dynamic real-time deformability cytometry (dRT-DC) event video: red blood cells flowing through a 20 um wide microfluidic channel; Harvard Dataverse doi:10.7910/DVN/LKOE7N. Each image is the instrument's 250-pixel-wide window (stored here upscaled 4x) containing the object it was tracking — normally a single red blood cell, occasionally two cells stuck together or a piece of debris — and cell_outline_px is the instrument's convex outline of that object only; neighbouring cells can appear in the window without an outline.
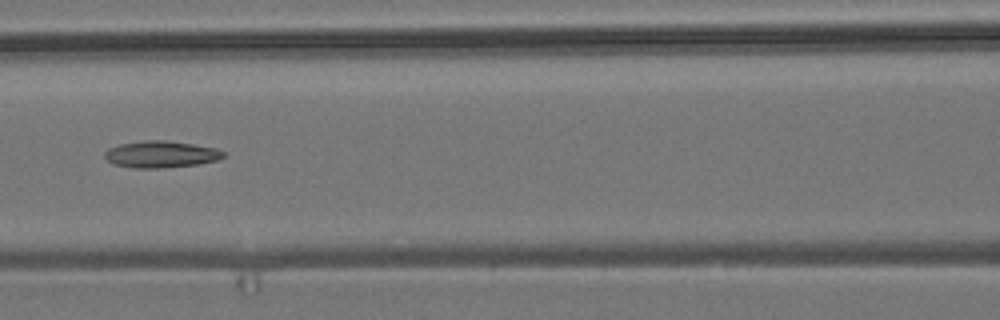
{"species": "common noctule bat (a hibernating species)", "species_latin": "Nyctalus noctula", "temperature_condition": "room temperature", "stored_images_in_passage": 3, "camera_frame_rate_fps": 3000, "um_per_image_px": 0.085, "animal": {"sex": "male", "body_mass_g": 19.2, "forearm_length_mm": 51.8}, "frame": {"image": 1, "passage_image": 3, "time_ms": 2.333, "image_size_px": [1000, 320], "cell_outline_px": [[224, 156], [220, 160], [196, 164], [156, 168], [132, 168], [112, 164], [104, 156], [104, 152], [108, 148], [120, 144], [144, 140], [168, 140], [216, 148], [224, 152]], "centroid_in_image_um": [13.65, 13.11], "position_along_channel_um": 152.9, "area_um2": 18.5}}